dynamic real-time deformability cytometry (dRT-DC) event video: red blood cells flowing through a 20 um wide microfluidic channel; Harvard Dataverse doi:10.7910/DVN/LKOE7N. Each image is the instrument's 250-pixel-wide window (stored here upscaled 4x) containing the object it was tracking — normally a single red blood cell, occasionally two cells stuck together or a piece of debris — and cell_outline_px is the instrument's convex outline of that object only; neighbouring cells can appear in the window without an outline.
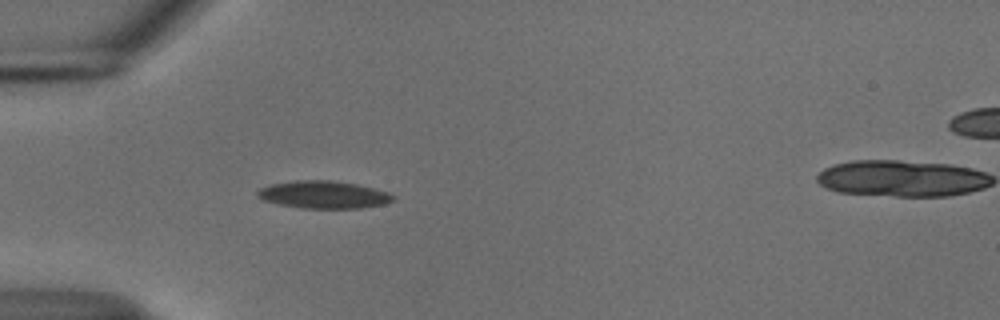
{"species": "common noctule bat (a hibernating species)", "species_latin": "Nyctalus noctula", "temperature_condition": "cold", "stored_images_in_passage": 38, "camera_frame_rate_fps": 3000, "um_per_image_px": 0.085, "animal": {"sex": "male", "body_mass_g": 18.8}, "frame": {"image": 1, "passage_image": 1, "time_ms": 0.0, "image_size_px": [1000, 320], "cell_outline_px": [[396, 200], [384, 204], [360, 208], [300, 208], [276, 204], [260, 200], [256, 196], [256, 192], [260, 188], [272, 184], [296, 180], [328, 180], [356, 184], [388, 192], [396, 196]], "centroid_in_image_um": [27.47, 16.55], "position_along_channel_um": 57.5, "area_um2": 21.91}}
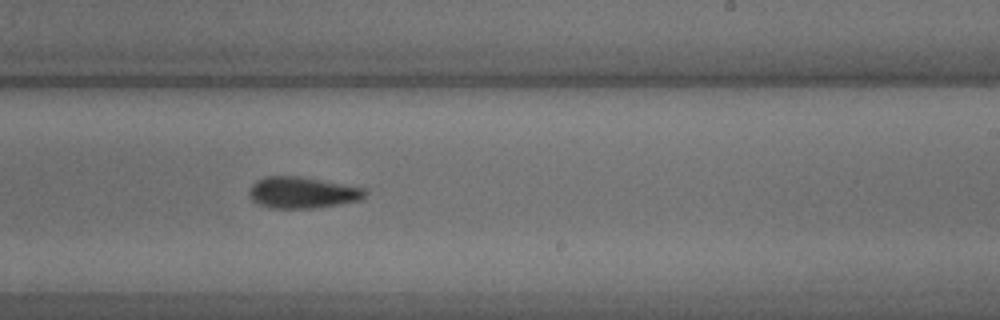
{"frame": {"image": 2, "passage_image": 18, "time_ms": 5.667, "image_size_px": [1000, 320], "cell_outline_px": [[368, 192], [360, 200], [316, 208], [272, 208], [260, 204], [252, 200], [248, 196], [248, 188], [256, 180], [264, 176], [300, 176], [368, 188]], "centroid_in_image_um": [25.7, 16.35], "position_along_channel_um": 263.3, "area_um2": 21.44}}
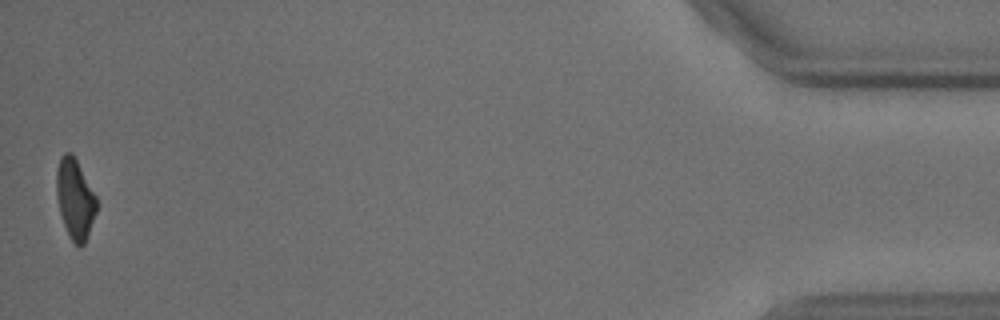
{"frame": {"image": 3, "passage_image": 38, "time_ms": 12.333, "image_size_px": [1000, 320], "cell_outline_px": [[96, 212], [88, 236], [84, 244], [80, 248], [68, 236], [60, 212], [56, 196], [56, 172], [60, 156], [64, 152], [72, 152], [96, 196]], "centroid_in_image_um": [6.36, 16.9], "position_along_channel_um": 428.8, "area_um2": 18.67}, "authors_computed_cell_mechanics": {"area_um2": 20.7791, "velocity_mm_per_s": 3.7462, "shape_relaxation_time_tau1_ms": 5.5226, "shape_relaxation_time_tau2_ms": 8.4993, "deformation_change_tau1": 0.1249, "deformation_change_tau2": 0.1269}}